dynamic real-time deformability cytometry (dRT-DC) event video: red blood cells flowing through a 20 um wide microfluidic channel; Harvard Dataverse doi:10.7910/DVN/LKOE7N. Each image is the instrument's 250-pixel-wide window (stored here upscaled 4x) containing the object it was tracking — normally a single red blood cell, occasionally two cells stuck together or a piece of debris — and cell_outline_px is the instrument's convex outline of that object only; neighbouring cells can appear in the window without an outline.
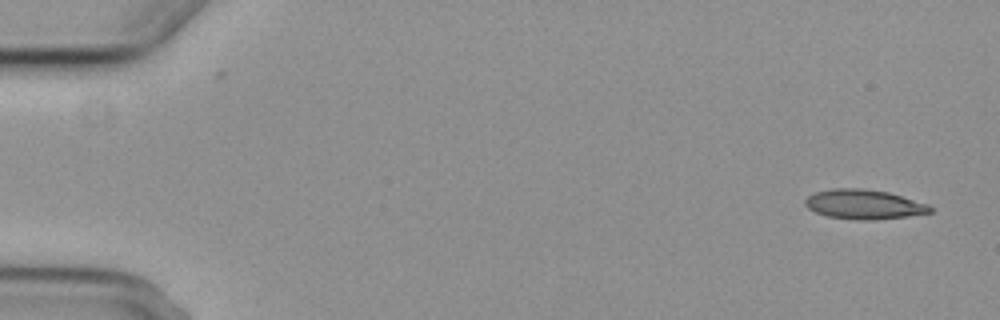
{"species": "common noctule bat (a hibernating species)", "species_latin": "Nyctalus noctula", "temperature_condition": "cold", "stored_images_in_passage": 6, "camera_frame_rate_fps": 3000, "um_per_image_px": 0.085, "animal": {"sex": "female", "body_mass_g": 29.2, "forearm_length_mm": 56.3}, "frame": {"image": 1, "passage_image": 1, "time_ms": 0.0, "image_size_px": [1000, 320], "cell_outline_px": [[932, 212], [908, 216], [872, 220], [856, 220], [828, 216], [816, 212], [808, 208], [804, 204], [804, 200], [808, 196], [816, 192], [832, 188], [860, 188], [888, 192], [928, 204], [932, 208]], "centroid_in_image_um": [73.42, 17.37], "position_along_channel_um": 11.6, "area_um2": 21.44}}
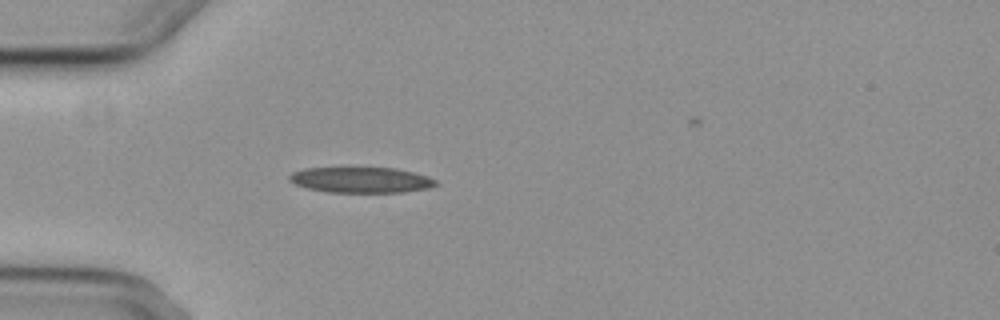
{"frame": {"image": 2, "passage_image": 5, "time_ms": 4.667, "image_size_px": [1000, 320], "cell_outline_px": [[440, 184], [428, 188], [404, 192], [328, 192], [308, 188], [296, 184], [288, 180], [288, 176], [292, 172], [304, 168], [344, 164], [396, 168], [428, 176], [436, 180]], "centroid_in_image_um": [30.64, 15.23], "position_along_channel_um": 54.4, "area_um2": 23.18}}